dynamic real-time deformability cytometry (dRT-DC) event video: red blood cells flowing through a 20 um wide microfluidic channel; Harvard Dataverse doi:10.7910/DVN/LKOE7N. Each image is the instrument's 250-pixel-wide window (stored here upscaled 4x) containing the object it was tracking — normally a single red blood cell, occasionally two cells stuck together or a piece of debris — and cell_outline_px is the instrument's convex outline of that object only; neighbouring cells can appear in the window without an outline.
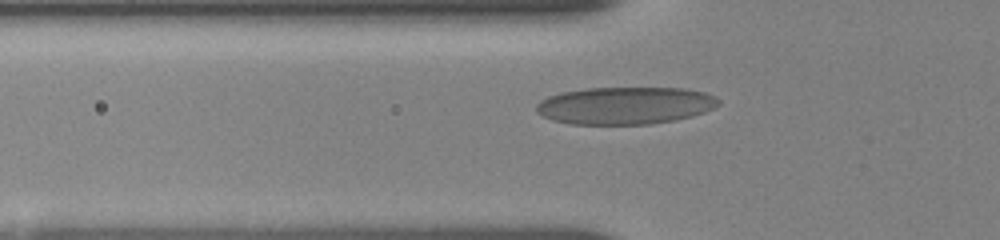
{"species": "human", "species_latin": "Homo sapiens", "temperature_condition": "room temperature", "stored_images_in_passage": 39, "camera_frame_rate_fps": 3000, "um_per_image_px": 0.085, "donor": {"sex": "female"}, "frame": {"image": 1, "passage_image": 4, "time_ms": 1.0, "image_size_px": [1000, 240], "cell_outline_px": [[720, 104], [704, 112], [692, 116], [676, 120], [652, 124], [568, 124], [552, 120], [536, 112], [536, 104], [540, 100], [548, 96], [560, 92], [588, 88], [684, 88], [704, 92], [716, 96], [720, 100]], "centroid_in_image_um": [53.13, 8.97], "position_along_channel_um": 72.7, "area_um2": 39.94}}
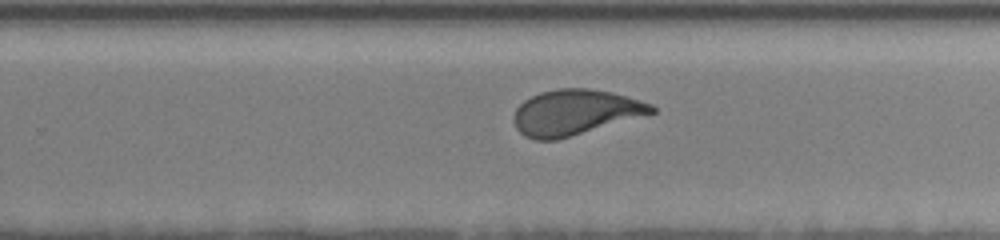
{"frame": {"image": 2, "passage_image": 21, "time_ms": 6.667, "image_size_px": [1000, 240], "cell_outline_px": [[656, 112], [556, 140], [536, 140], [524, 136], [516, 128], [512, 120], [512, 116], [516, 108], [524, 100], [540, 92], [556, 88], [588, 88], [612, 92], [652, 104], [656, 108]], "centroid_in_image_um": [48.83, 9.54], "position_along_channel_um": 281.0, "area_um2": 36.36}}
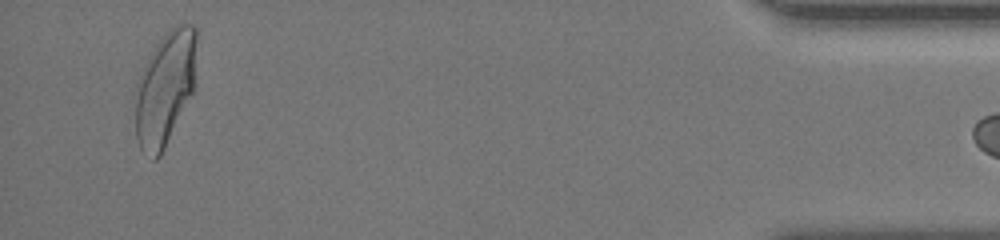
{"frame": {"image": 3, "passage_image": 38, "time_ms": 12.333, "image_size_px": [1000, 240], "cell_outline_px": [[196, 40], [192, 92], [160, 156], [156, 160], [152, 160], [140, 148], [136, 136], [136, 84], [156, 44], [176, 24], [192, 24], [196, 28]], "centroid_in_image_um": [14.01, 7.52], "position_along_channel_um": 421.2, "area_um2": 39.54}}